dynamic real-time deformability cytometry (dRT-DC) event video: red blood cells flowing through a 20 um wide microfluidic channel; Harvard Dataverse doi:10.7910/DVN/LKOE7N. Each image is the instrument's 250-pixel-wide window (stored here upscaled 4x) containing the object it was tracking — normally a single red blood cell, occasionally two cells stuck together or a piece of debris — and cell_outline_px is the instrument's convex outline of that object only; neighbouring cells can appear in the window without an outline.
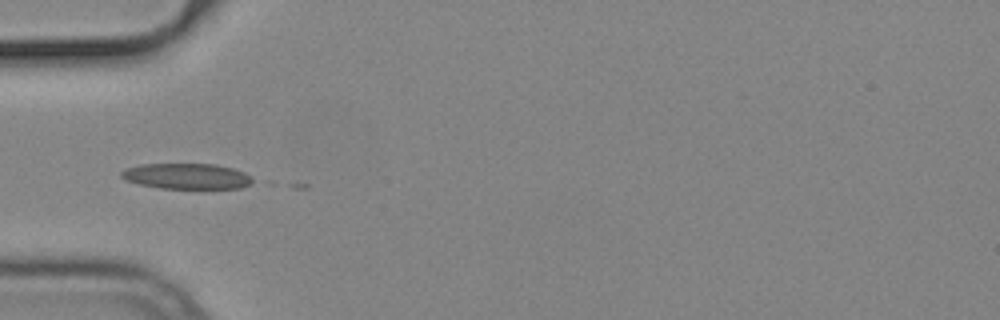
{"species": "common noctule bat (a hibernating species)", "species_latin": "Nyctalus noctula", "temperature_condition": "cold", "stored_images_in_passage": 5, "camera_frame_rate_fps": 3000, "um_per_image_px": 0.085, "animal": {"sex": "male", "body_mass_g": 19.2, "forearm_length_mm": 51.8}, "frame": {"image": 1, "passage_image": 1, "time_ms": 0.0, "image_size_px": [1000, 320], "cell_outline_px": [[260, 180], [252, 184], [240, 188], [160, 188], [140, 184], [124, 180], [120, 176], [120, 172], [128, 168], [140, 164], [216, 164], [232, 168], [244, 172]], "centroid_in_image_um": [15.94, 14.98], "position_along_channel_um": 69.1, "area_um2": 19.83}}
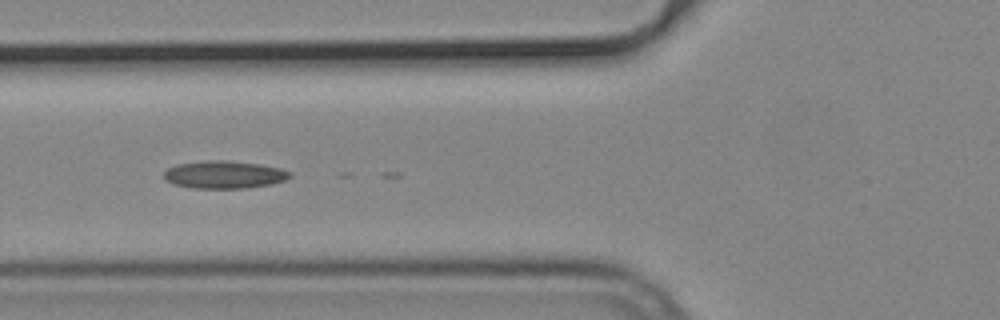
{"frame": {"image": 2, "passage_image": 4, "time_ms": 1.0, "image_size_px": [1000, 320], "cell_outline_px": [[292, 176], [284, 180], [272, 184], [244, 188], [192, 188], [172, 184], [164, 180], [164, 172], [168, 168], [176, 164], [208, 160], [228, 160], [260, 164], [280, 168], [292, 172]], "centroid_in_image_um": [19.04, 14.84], "position_along_channel_um": 106.8, "area_um2": 20.46}}